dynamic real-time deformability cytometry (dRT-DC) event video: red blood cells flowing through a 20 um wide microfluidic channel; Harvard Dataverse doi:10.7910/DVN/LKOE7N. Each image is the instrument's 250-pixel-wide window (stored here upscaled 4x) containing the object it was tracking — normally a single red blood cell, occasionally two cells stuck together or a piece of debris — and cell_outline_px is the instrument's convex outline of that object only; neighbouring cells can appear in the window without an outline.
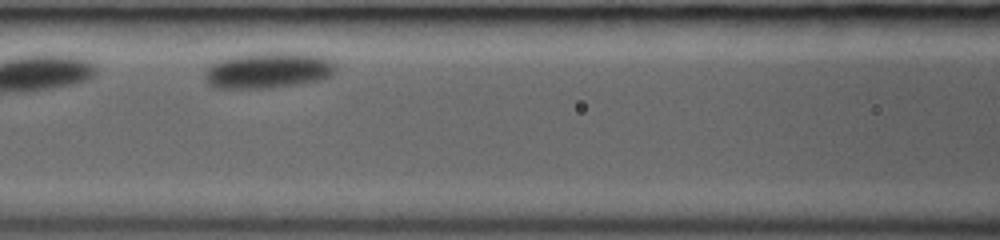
{"species": "common noctule bat (a hibernating species)", "species_latin": "Nyctalus noctula", "temperature_condition": "room temperature", "stored_images_in_passage": 17, "camera_frame_rate_fps": 3000, "um_per_image_px": 0.085, "animal": {"sex": "female", "body_mass_g": 19.0, "forearm_length_mm": 53.3}, "frame": {"image": 1, "passage_image": 8, "time_ms": 2.333, "image_size_px": [1000, 240], "cell_outline_px": [[336, 68], [328, 76], [320, 80], [296, 84], [268, 88], [216, 88], [208, 84], [208, 68], [212, 64], [220, 60], [236, 56], [256, 52], [304, 52], [324, 56], [332, 60], [336, 64]], "centroid_in_image_um": [22.88, 5.95], "position_along_channel_um": 143.7, "area_um2": 27.34}}
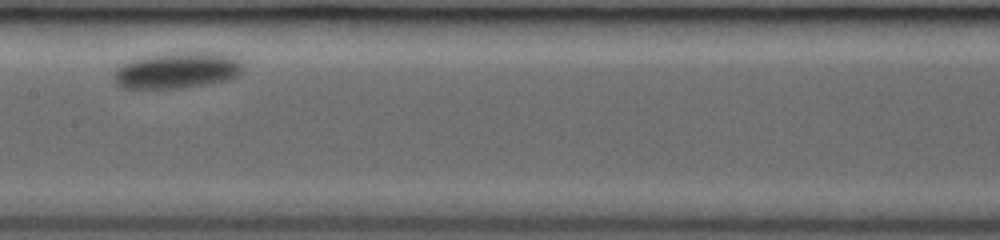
{"frame": {"image": 2, "passage_image": 12, "time_ms": 3.667, "image_size_px": [1000, 240], "cell_outline_px": [[240, 72], [236, 76], [224, 80], [204, 84], [176, 88], [120, 88], [116, 84], [116, 72], [128, 60], [168, 52], [220, 52], [232, 56], [240, 60]], "centroid_in_image_um": [15.06, 5.96], "position_along_channel_um": 192.3, "area_um2": 26.76}}
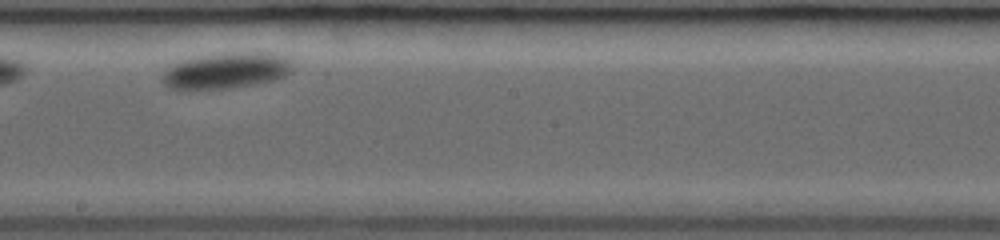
{"frame": {"image": 3, "passage_image": 15, "time_ms": 4.667, "image_size_px": [1000, 240], "cell_outline_px": [[292, 72], [284, 76], [272, 80], [256, 84], [228, 88], [168, 88], [164, 84], [164, 72], [172, 64], [184, 60], [204, 56], [248, 52], [272, 52], [288, 56], [292, 60]], "centroid_in_image_um": [19.35, 5.99], "position_along_channel_um": 228.9, "area_um2": 26.76}}